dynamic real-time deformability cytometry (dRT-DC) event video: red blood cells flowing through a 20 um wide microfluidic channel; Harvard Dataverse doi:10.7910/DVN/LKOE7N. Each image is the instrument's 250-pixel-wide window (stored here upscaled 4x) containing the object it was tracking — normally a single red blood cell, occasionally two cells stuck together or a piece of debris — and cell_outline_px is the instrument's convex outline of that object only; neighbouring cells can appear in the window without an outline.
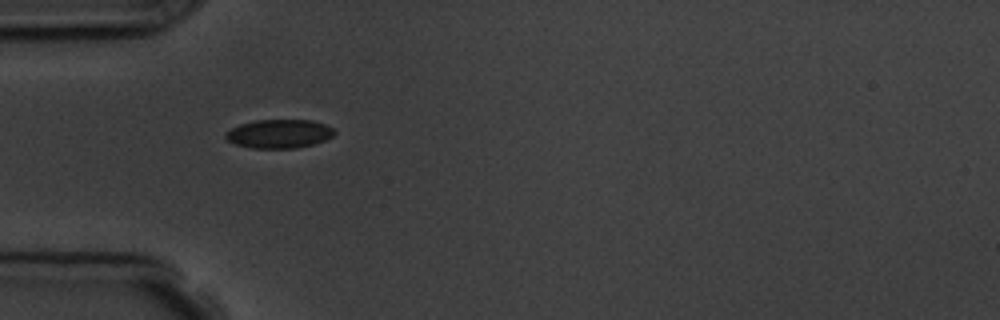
{"species": "common noctule bat (a hibernating species)", "species_latin": "Nyctalus noctula", "temperature_condition": "room temperature", "stored_images_in_passage": 2, "camera_frame_rate_fps": 3000, "um_per_image_px": 0.085, "animal": {"sex": "male", "body_mass_g": 19.5, "forearm_length_mm": 54.6}, "frame": {"image": 1, "passage_image": 1, "time_ms": 0.0, "image_size_px": [1000, 320], "cell_outline_px": [[336, 132], [332, 136], [324, 140], [312, 144], [296, 148], [252, 148], [236, 144], [228, 140], [224, 136], [224, 132], [240, 124], [256, 120], [312, 120], [324, 124], [332, 128]], "centroid_in_image_um": [23.7, 11.36], "position_along_channel_um": 61.3, "area_um2": 18.09}}